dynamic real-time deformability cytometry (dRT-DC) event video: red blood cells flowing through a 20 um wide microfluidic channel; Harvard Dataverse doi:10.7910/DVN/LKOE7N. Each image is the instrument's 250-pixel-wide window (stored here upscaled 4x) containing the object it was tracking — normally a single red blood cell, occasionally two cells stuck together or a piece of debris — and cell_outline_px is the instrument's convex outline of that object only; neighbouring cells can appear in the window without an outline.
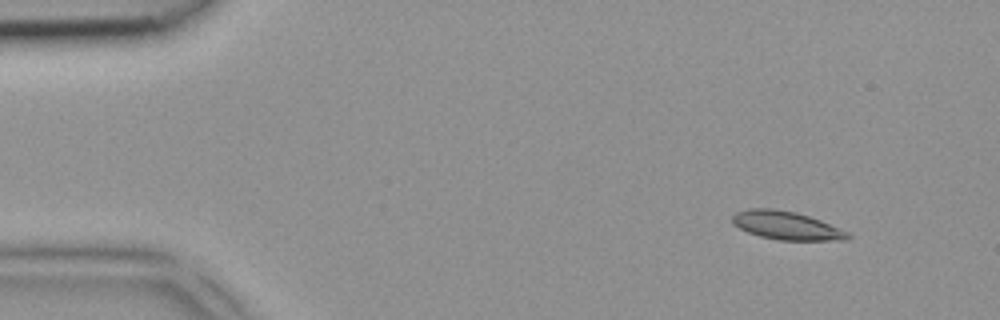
{"species": "common noctule bat (a hibernating species)", "species_latin": "Nyctalus noctula", "temperature_condition": "room temperature", "stored_images_in_passage": 3, "segment_of_instrument_passage": [1, 2], "camera_frame_rate_fps": 3000, "um_per_image_px": 0.085, "animal": {"sex": "female", "body_mass_g": 18.4}, "frame": {"image": 1, "passage_image": 1, "time_ms": 0.0, "image_size_px": [1000, 320], "cell_outline_px": [[852, 236], [848, 240], [780, 240], [760, 236], [748, 232], [732, 224], [732, 216], [736, 212], [748, 208], [772, 208], [796, 212], [820, 220], [848, 232]], "centroid_in_image_um": [66.83, 19.16], "position_along_channel_um": 18.2, "area_um2": 19.02}}